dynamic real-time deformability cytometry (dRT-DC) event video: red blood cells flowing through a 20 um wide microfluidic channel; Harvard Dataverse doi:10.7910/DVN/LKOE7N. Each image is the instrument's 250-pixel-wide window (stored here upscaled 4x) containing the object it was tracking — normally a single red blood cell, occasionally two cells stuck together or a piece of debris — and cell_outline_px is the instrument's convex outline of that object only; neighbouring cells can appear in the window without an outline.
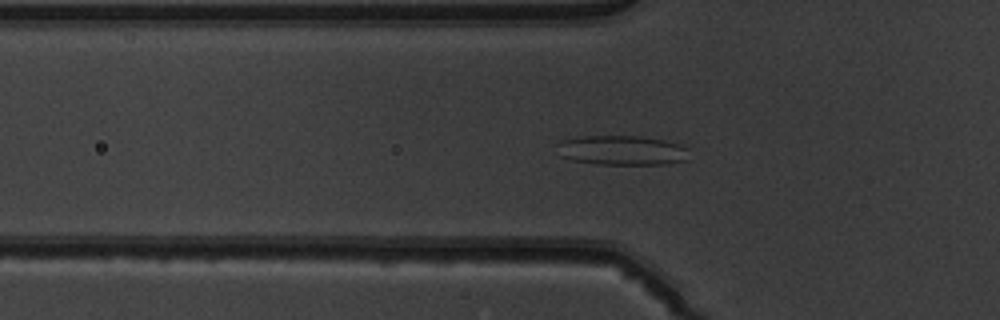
{"species": "common noctule bat (a hibernating species)", "species_latin": "Nyctalus noctula", "temperature_condition": "warm", "stored_images_in_passage": 50, "camera_frame_rate_fps": 3000, "um_per_image_px": 0.085, "animal": {"sex": "male", "body_mass_g": 19.5, "forearm_length_mm": 54.6}, "frame": {"image": 1, "passage_image": 17, "time_ms": 5.333, "image_size_px": [1000, 320], "cell_outline_px": [[688, 160], [668, 164], [596, 164], [572, 160], [560, 156], [556, 144], [560, 140], [584, 136], [636, 136], [664, 140], [680, 144], [688, 148]], "centroid_in_image_um": [52.86, 12.78], "position_along_channel_um": 72.9, "area_um2": 22.95}}
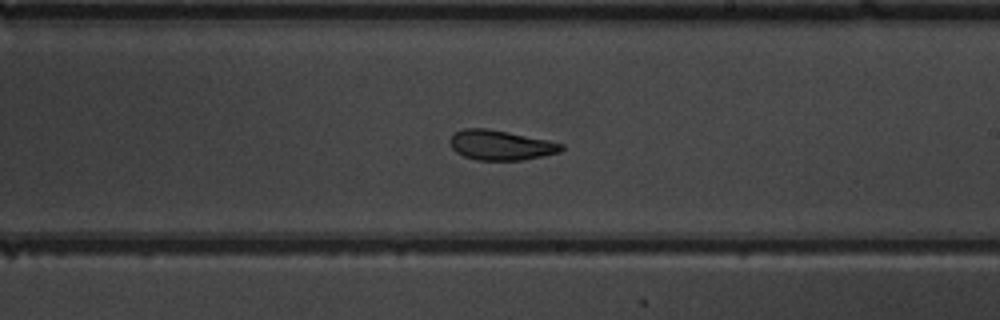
{"frame": {"image": 2, "passage_image": 30, "time_ms": 9.667, "image_size_px": [1000, 320], "cell_outline_px": [[564, 148], [560, 152], [544, 156], [524, 160], [476, 160], [464, 156], [456, 152], [452, 148], [448, 140], [456, 132], [464, 128], [488, 128], [548, 140], [564, 144]], "centroid_in_image_um": [42.56, 12.34], "position_along_channel_um": 246.4, "area_um2": 19.48}}
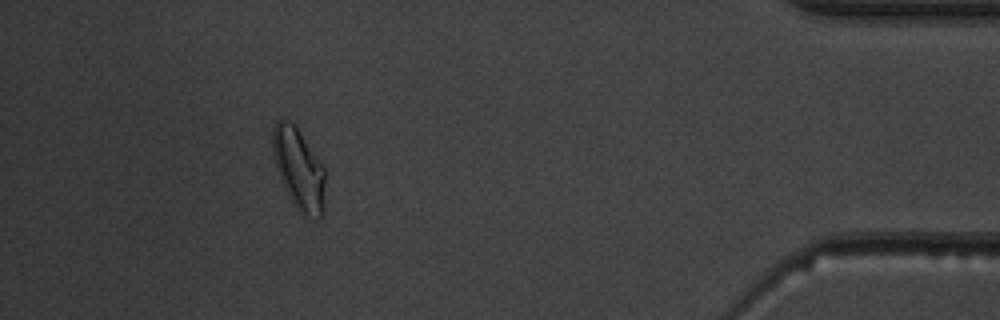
{"frame": {"image": 3, "passage_image": 46, "time_ms": 15.0, "image_size_px": [1000, 320], "cell_outline_px": [[324, 212], [316, 220], [308, 216], [288, 196], [284, 188], [272, 152], [272, 128], [276, 120], [284, 116], [296, 128], [324, 168]], "centroid_in_image_um": [25.37, 14.32], "position_along_channel_um": 409.8, "area_um2": 24.22}, "authors_computed_cell_mechanics": {"area_um2": 21.3282, "velocity_mm_per_s": 4.0014, "shape_relaxation_time_tau1_ms": 6.2705, "shape_relaxation_time_tau2_ms": 1.3847, "deformation_change_tau1": 0.1869, "deformation_change_tau2": 0.0915}}